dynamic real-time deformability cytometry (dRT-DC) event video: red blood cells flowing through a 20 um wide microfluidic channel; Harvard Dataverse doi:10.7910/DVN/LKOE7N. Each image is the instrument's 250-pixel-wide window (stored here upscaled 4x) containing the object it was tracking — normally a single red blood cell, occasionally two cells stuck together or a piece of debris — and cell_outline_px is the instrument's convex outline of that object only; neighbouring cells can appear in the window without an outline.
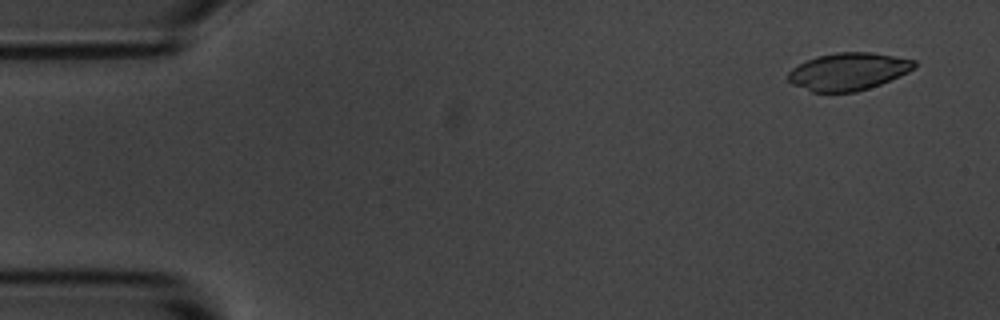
{"species": "common noctule bat (a hibernating species)", "species_latin": "Nyctalus noctula", "temperature_condition": "room temperature", "stored_images_in_passage": 6, "camera_frame_rate_fps": 3000, "um_per_image_px": 0.085, "animal": {"sex": "male", "body_mass_g": 20.1, "forearm_length_mm": 53.5}, "frame": {"image": 1, "passage_image": 1, "time_ms": 0.0, "image_size_px": [1000, 320], "cell_outline_px": [[916, 64], [908, 72], [880, 84], [856, 92], [812, 92], [792, 84], [784, 76], [792, 68], [816, 56], [836, 52], [872, 52], [916, 60]], "centroid_in_image_um": [72.06, 6.08], "position_along_channel_um": 12.9, "area_um2": 27.51}}
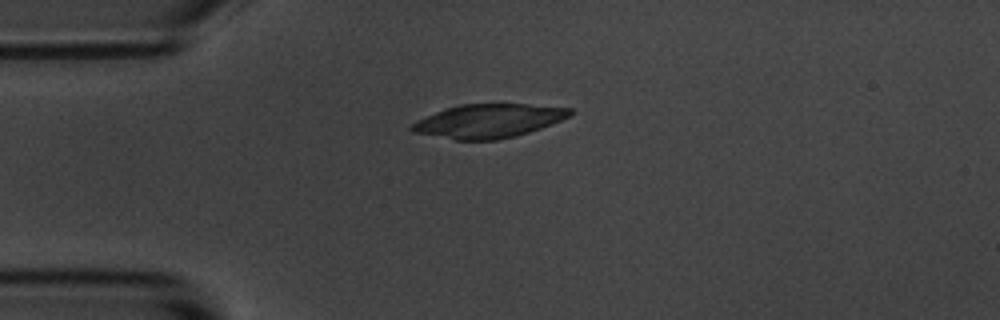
{"frame": {"image": 2, "passage_image": 4, "time_ms": 3.333, "image_size_px": [1000, 320], "cell_outline_px": [[576, 112], [572, 116], [552, 124], [516, 136], [496, 140], [456, 140], [412, 132], [408, 128], [416, 120], [436, 112], [460, 104], [528, 104], [572, 108]], "centroid_in_image_um": [41.56, 10.28], "position_along_channel_um": 43.4, "area_um2": 31.21}}